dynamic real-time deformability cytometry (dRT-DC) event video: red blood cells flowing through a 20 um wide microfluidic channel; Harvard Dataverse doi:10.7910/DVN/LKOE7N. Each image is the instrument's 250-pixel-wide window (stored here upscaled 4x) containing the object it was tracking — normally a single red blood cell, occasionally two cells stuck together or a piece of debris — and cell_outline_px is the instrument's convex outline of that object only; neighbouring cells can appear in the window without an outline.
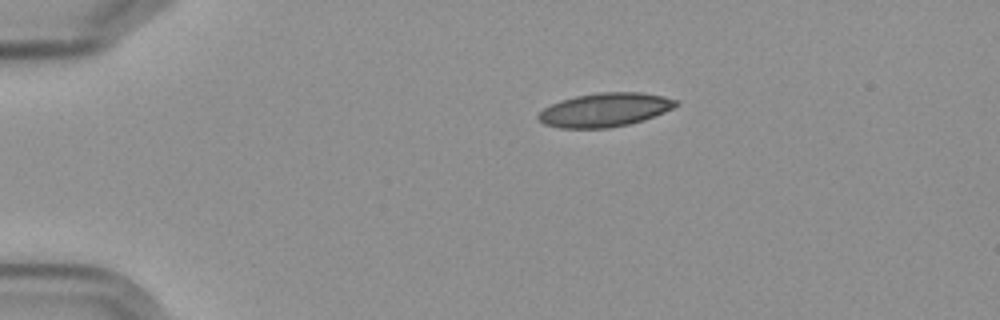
{"species": "Egyptian fruit bat (a non-hibernating species)", "species_latin": "Rousettus aegyptiacus", "temperature_condition": "cold", "stored_images_in_passage": 2, "camera_frame_rate_fps": 3000, "um_per_image_px": 0.085, "frame": {"image": 1, "passage_image": 1, "time_ms": 0.0, "image_size_px": [1000, 320], "cell_outline_px": [[680, 104], [664, 112], [644, 120], [628, 124], [608, 128], [560, 128], [544, 124], [536, 116], [544, 108], [560, 100], [576, 96], [600, 92], [640, 92], [664, 96], [676, 100]], "centroid_in_image_um": [51.41, 9.33], "position_along_channel_um": 33.6, "area_um2": 26.99}}